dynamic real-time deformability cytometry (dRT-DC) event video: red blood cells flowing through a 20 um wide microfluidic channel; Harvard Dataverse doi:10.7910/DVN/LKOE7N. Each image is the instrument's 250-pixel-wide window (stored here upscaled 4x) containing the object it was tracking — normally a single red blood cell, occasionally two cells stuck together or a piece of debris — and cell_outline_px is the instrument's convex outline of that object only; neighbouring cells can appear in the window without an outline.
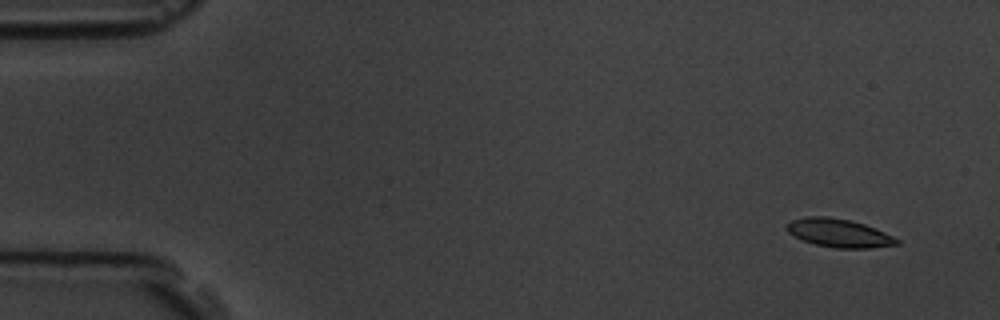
{"species": "common noctule bat (a hibernating species)", "species_latin": "Nyctalus noctula", "temperature_condition": "room temperature", "stored_images_in_passage": 6, "camera_frame_rate_fps": 3000, "um_per_image_px": 0.085, "animal": {"sex": "male", "body_mass_g": 19.5, "forearm_length_mm": 54.6}, "frame": {"image": 1, "passage_image": 1, "time_ms": 0.0, "image_size_px": [1000, 320], "cell_outline_px": [[900, 244], [868, 248], [836, 248], [816, 244], [804, 240], [788, 232], [784, 228], [792, 220], [808, 216], [828, 216], [848, 220], [864, 224], [884, 232], [900, 240]], "centroid_in_image_um": [71.31, 19.8], "position_along_channel_um": 13.7, "area_um2": 17.92}}
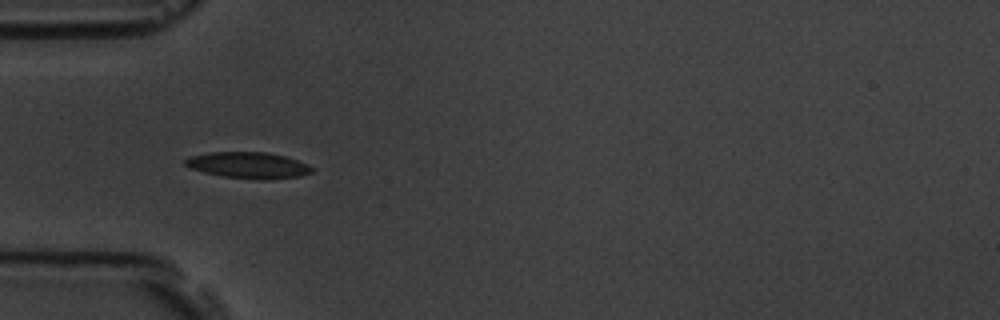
{"frame": {"image": 2, "passage_image": 5, "time_ms": 4.667, "image_size_px": [1000, 320], "cell_outline_px": [[312, 172], [300, 176], [264, 180], [260, 180], [224, 176], [204, 172], [192, 168], [184, 164], [184, 160], [192, 156], [208, 152], [264, 152], [284, 156], [308, 164], [312, 168]], "centroid_in_image_um": [21.11, 14.04], "position_along_channel_um": 63.9, "area_um2": 19.13}}
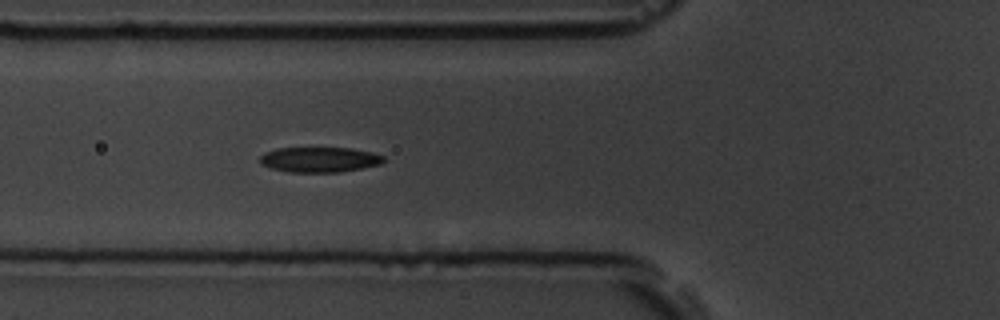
{"frame": {"image": 3, "passage_image": 6, "time_ms": 5.667, "image_size_px": [1000, 320], "cell_outline_px": [[388, 160], [380, 164], [364, 168], [340, 172], [288, 172], [272, 168], [260, 164], [260, 156], [264, 152], [280, 148], [352, 148], [372, 152], [384, 156]], "centroid_in_image_um": [27.2, 13.57], "position_along_channel_um": 98.6, "area_um2": 18.32}}